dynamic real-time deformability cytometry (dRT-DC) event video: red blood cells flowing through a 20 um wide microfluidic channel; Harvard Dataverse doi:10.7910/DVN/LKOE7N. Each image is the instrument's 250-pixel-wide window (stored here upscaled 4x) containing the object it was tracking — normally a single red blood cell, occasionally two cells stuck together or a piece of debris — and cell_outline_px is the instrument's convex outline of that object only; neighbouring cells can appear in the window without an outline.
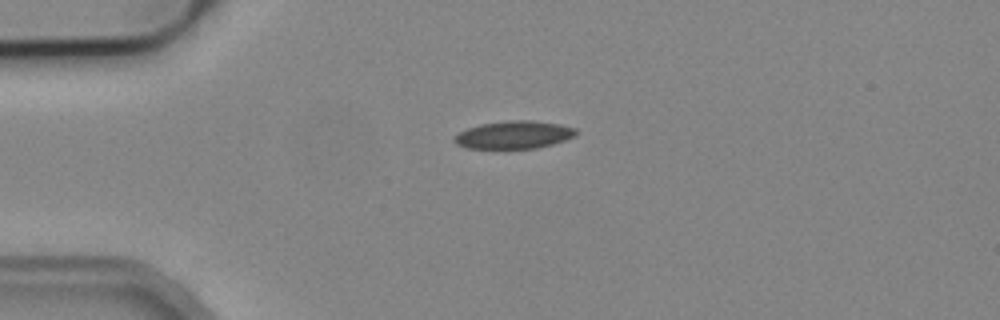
{"species": "common noctule bat (a hibernating species)", "species_latin": "Nyctalus noctula", "temperature_condition": "cold", "stored_images_in_passage": 2, "camera_frame_rate_fps": 3000, "um_per_image_px": 0.085, "animal": {"sex": "male", "body_mass_g": 19.2, "forearm_length_mm": 51.8}, "frame": {"image": 1, "passage_image": 1, "time_ms": 0.0, "image_size_px": [1000, 320], "cell_outline_px": [[580, 132], [576, 136], [552, 144], [536, 148], [464, 148], [456, 144], [452, 140], [460, 132], [468, 128], [480, 124], [508, 120], [532, 120], [560, 124], [576, 128]], "centroid_in_image_um": [43.71, 11.45], "position_along_channel_um": 41.3, "area_um2": 19.77}}